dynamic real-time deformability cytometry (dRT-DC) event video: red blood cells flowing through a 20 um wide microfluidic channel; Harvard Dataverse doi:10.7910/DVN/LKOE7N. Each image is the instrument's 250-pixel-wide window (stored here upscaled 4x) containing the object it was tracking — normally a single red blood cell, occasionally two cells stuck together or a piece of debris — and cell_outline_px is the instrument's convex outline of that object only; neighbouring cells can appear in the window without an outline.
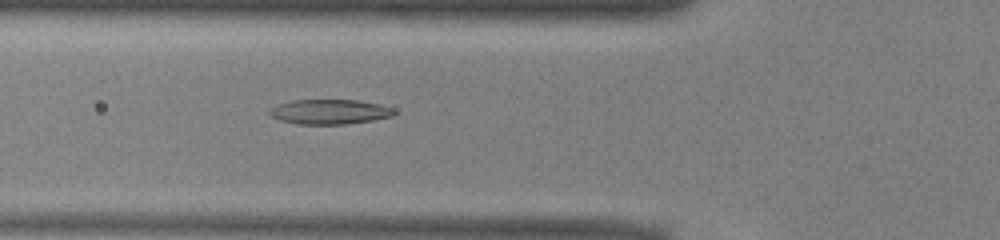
{"species": "common noctule bat (a hibernating species)", "species_latin": "Nyctalus noctula", "temperature_condition": "warm", "stored_images_in_passage": 46, "camera_frame_rate_fps": 3000, "um_per_image_px": 0.085, "animal": {"sex": "male", "body_mass_g": 13.0, "forearm_length_mm": 53.1}, "frame": {"image": 1, "passage_image": 13, "time_ms": 4.0, "image_size_px": [1000, 240], "cell_outline_px": [[396, 112], [392, 116], [372, 120], [344, 124], [300, 124], [280, 120], [272, 116], [268, 112], [276, 104], [292, 100], [356, 100], [380, 104], [392, 108]], "centroid_in_image_um": [28.01, 9.49], "position_along_channel_um": 97.8, "area_um2": 17.86}}
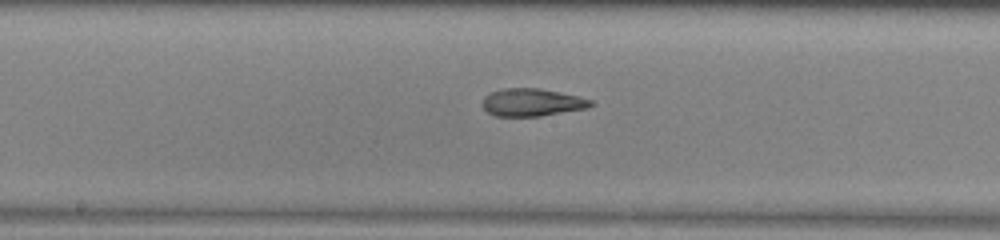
{"frame": {"image": 2, "passage_image": 21, "time_ms": 6.667, "image_size_px": [1000, 240], "cell_outline_px": [[596, 104], [588, 108], [540, 116], [496, 116], [488, 112], [480, 104], [484, 96], [492, 92], [504, 88], [540, 88], [580, 96], [592, 100]], "centroid_in_image_um": [45.24, 8.7], "position_along_channel_um": 203.0, "area_um2": 17.63}}
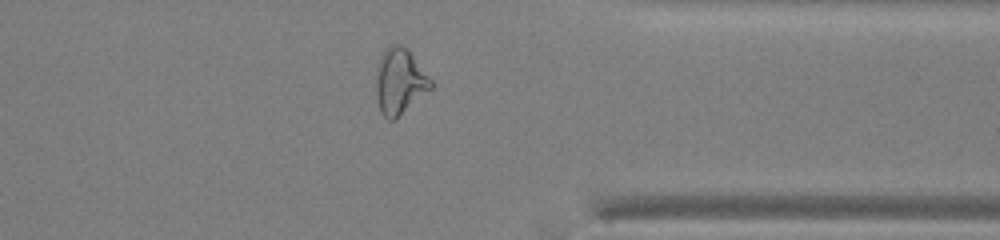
{"frame": {"image": 3, "passage_image": 35, "time_ms": 11.333, "image_size_px": [1000, 240], "cell_outline_px": [[432, 88], [396, 120], [388, 120], [380, 112], [376, 96], [376, 80], [380, 56], [392, 44], [400, 44], [412, 56], [432, 80]], "centroid_in_image_um": [33.97, 6.99], "position_along_channel_um": 377.4, "area_um2": 20.69}, "authors_computed_cell_mechanics": {"area_um2": 19.5942, "velocity_mm_per_s": 3.9425, "shape_relaxation_time_tau1_ms": null, "shape_relaxation_time_tau2_ms": 3.519, "deformation_change_tau1": null, "deformation_change_tau2": 0.1388}}